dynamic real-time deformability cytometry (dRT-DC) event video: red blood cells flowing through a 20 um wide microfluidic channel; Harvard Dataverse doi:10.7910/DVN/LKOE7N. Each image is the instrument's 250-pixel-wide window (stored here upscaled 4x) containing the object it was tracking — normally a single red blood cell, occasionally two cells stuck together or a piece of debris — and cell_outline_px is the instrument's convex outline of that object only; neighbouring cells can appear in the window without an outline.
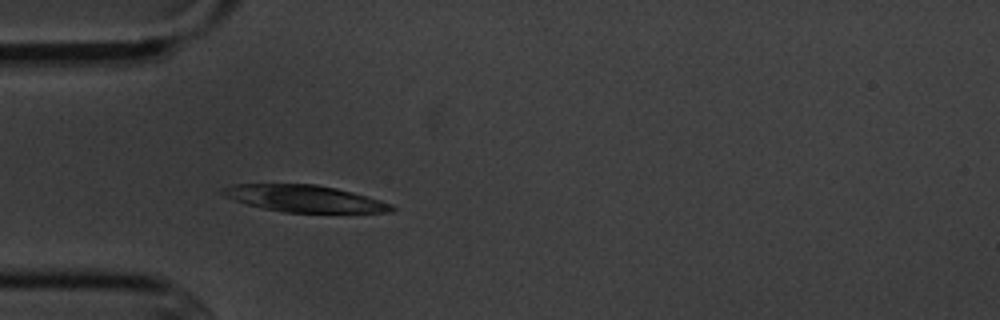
{"species": "common noctule bat (a hibernating species)", "species_latin": "Nyctalus noctula", "temperature_condition": "cold", "stored_images_in_passage": 3, "camera_frame_rate_fps": 3000, "um_per_image_px": 0.085, "animal": {"sex": "male", "body_mass_g": 20.1, "forearm_length_mm": 53.5}, "frame": {"image": 1, "passage_image": 3, "time_ms": 3.333, "image_size_px": [1000, 320], "cell_outline_px": [[396, 208], [392, 212], [284, 212], [264, 208], [248, 204], [224, 196], [216, 192], [220, 188], [232, 184], [316, 184], [336, 188], [352, 192], [380, 200], [392, 204]], "centroid_in_image_um": [25.83, 16.86], "position_along_channel_um": 59.2, "area_um2": 26.3}}